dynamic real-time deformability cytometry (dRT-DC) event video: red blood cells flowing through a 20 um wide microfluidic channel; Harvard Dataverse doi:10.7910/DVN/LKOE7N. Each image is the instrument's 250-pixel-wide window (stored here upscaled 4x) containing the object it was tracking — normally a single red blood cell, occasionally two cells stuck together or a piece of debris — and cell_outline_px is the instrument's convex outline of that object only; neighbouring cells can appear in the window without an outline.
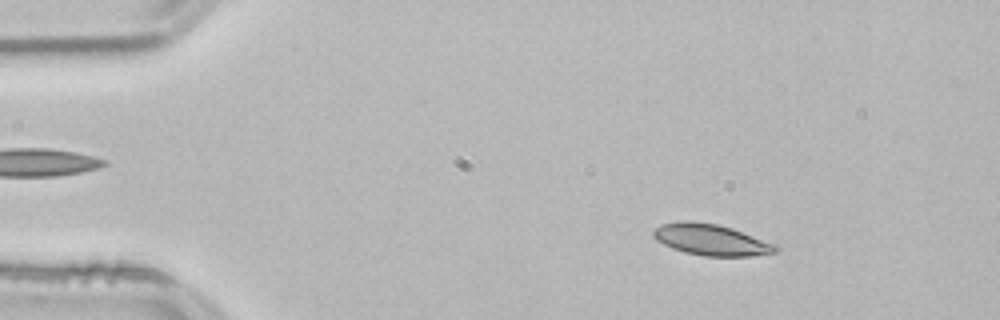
{"species": "common noctule bat (a hibernating species)", "species_latin": "Nyctalus noctula", "temperature_condition": "room temperature", "stored_images_in_passage": 52, "camera_frame_rate_fps": 3000, "um_per_image_px": 0.085, "animal": {"sex": "male", "body_mass_g": 21.5, "forearm_length_mm": 52.0}, "frame": {"image": 1, "passage_image": 7, "time_ms": 2.0, "image_size_px": [1000, 320], "cell_outline_px": [[780, 248], [776, 252], [752, 256], [704, 256], [684, 252], [672, 248], [656, 240], [652, 236], [652, 232], [660, 224], [680, 220], [692, 220], [716, 224], [732, 228], [776, 244]], "centroid_in_image_um": [60.42, 20.37], "position_along_channel_um": 24.6, "area_um2": 22.43}}
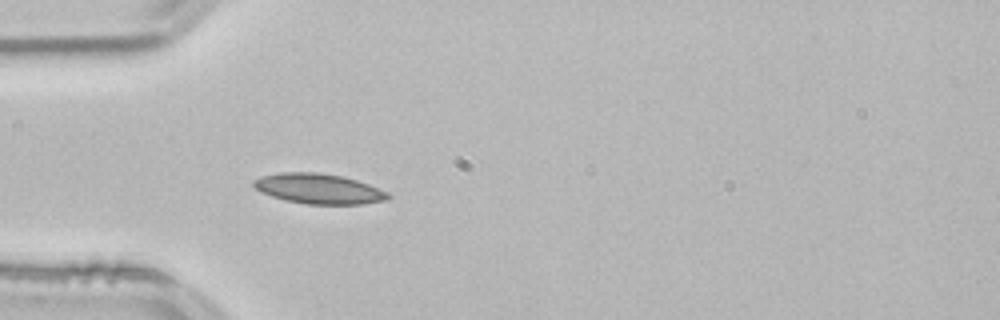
{"frame": {"image": 2, "passage_image": 15, "time_ms": 4.667, "image_size_px": [1000, 320], "cell_outline_px": [[392, 196], [388, 200], [364, 204], [304, 204], [284, 200], [260, 192], [252, 184], [252, 180], [260, 176], [280, 172], [320, 172], [344, 176], [368, 184], [388, 192]], "centroid_in_image_um": [27.09, 16.04], "position_along_channel_um": 57.9, "area_um2": 23.93}, "authors_computed_cell_mechanics": {"area_um2": 21.7328, "velocity_mm_per_s": 3.8108, "shape_relaxation_time_tau1_ms": 6.64, "shape_relaxation_time_tau2_ms": 7.147, "deformation_change_tau1": 0.1304, "deformation_change_tau2": 0.0956}}